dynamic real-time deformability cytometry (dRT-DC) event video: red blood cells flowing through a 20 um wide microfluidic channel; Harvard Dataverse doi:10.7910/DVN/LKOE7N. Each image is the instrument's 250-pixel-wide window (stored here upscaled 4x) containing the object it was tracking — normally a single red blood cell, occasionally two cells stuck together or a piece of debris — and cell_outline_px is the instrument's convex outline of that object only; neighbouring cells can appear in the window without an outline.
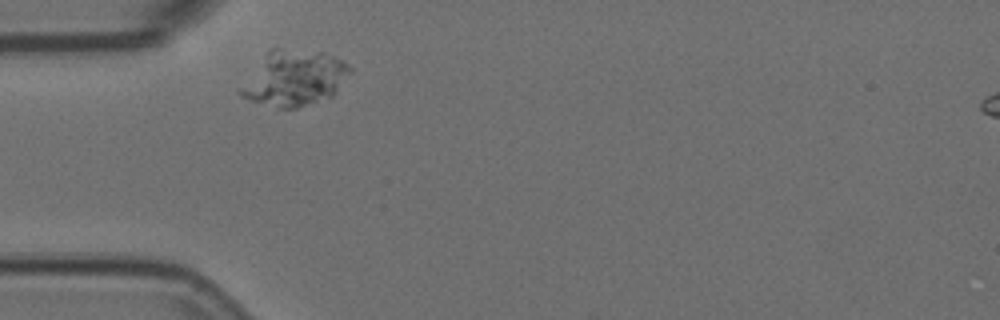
{"species": "Egyptian fruit bat (a non-hibernating species)", "species_latin": "Rousettus aegyptiacus", "temperature_condition": "room temperature", "stored_images_in_passage": 2, "camera_frame_rate_fps": 3000, "um_per_image_px": 0.085, "animal": {"sex": "female"}, "frame": {"image": 1, "passage_image": 1, "time_ms": 0.0, "image_size_px": [1000, 320], "cell_outline_px": [[352, 72], [332, 96], [296, 108], [280, 108], [252, 100], [240, 96], [236, 92], [236, 88], [268, 52], [272, 48], [280, 48], [324, 52], [348, 64], [352, 68]], "centroid_in_image_um": [24.99, 6.64], "position_along_channel_um": 60.0, "area_um2": 35.14}}